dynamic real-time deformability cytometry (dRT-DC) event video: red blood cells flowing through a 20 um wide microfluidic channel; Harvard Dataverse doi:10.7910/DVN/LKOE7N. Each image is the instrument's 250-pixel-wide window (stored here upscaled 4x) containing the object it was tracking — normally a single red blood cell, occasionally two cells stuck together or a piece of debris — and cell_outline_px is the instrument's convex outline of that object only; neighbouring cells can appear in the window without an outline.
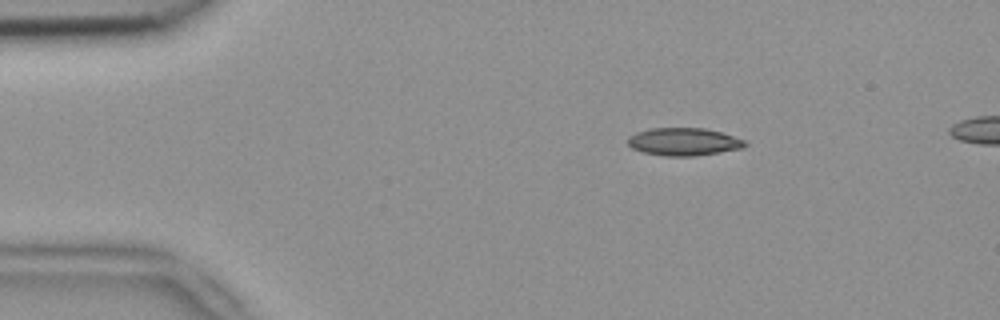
{"species": "common noctule bat (a hibernating species)", "species_latin": "Nyctalus noctula", "temperature_condition": "room temperature", "stored_images_in_passage": 3, "camera_frame_rate_fps": 3000, "um_per_image_px": 0.085, "animal": {"sex": "female", "body_mass_g": 18.4}, "frame": {"image": 1, "passage_image": 1, "time_ms": 0.0, "image_size_px": [1000, 320], "cell_outline_px": [[748, 144], [744, 148], [696, 156], [664, 156], [640, 152], [632, 148], [628, 144], [628, 136], [636, 132], [648, 128], [704, 128], [720, 132], [748, 140]], "centroid_in_image_um": [58.13, 12.05], "position_along_channel_um": 26.9, "area_um2": 19.25}}